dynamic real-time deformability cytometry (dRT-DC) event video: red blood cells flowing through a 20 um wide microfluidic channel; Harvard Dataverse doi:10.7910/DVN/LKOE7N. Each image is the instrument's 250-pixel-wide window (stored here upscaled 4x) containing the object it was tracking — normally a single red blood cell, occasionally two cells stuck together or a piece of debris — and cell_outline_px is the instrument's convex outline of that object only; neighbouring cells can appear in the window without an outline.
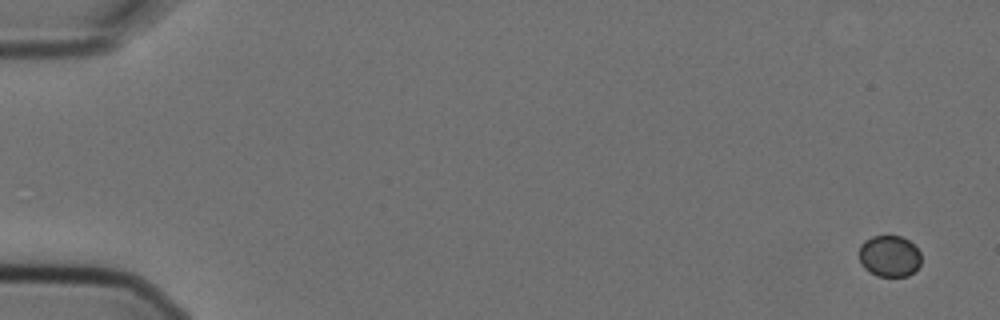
{"species": "Egyptian fruit bat (a non-hibernating species)", "species_latin": "Rousettus aegyptiacus", "temperature_condition": "cold", "stored_images_in_passage": 2, "camera_frame_rate_fps": 3000, "um_per_image_px": 0.085, "animal": {"sex": "female"}, "frame": {"image": 1, "passage_image": 1, "time_ms": 0.0, "image_size_px": [1000, 320], "cell_outline_px": [[920, 264], [908, 276], [876, 276], [864, 268], [860, 264], [860, 244], [864, 240], [872, 236], [900, 236], [908, 240], [920, 252]], "centroid_in_image_um": [75.57, 21.77], "position_along_channel_um": 9.4, "area_um2": 14.91}}